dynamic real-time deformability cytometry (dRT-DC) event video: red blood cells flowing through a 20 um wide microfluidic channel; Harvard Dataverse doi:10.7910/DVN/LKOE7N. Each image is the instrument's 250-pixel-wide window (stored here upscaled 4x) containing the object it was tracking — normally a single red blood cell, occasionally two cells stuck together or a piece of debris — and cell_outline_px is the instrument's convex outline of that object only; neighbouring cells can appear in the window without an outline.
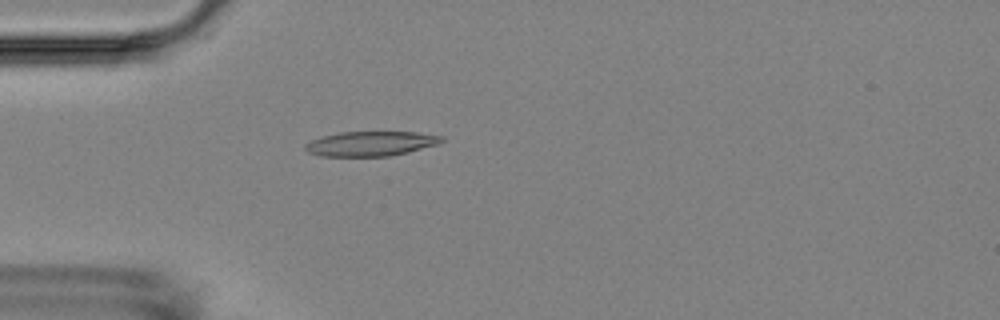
{"species": "Egyptian fruit bat (a non-hibernating species)", "species_latin": "Rousettus aegyptiacus", "temperature_condition": "room temperature", "stored_images_in_passage": 5, "camera_frame_rate_fps": 3000, "um_per_image_px": 0.085, "animal": {"sex": "female"}, "frame": {"image": 1, "passage_image": 5, "time_ms": 4.667, "image_size_px": [1000, 320], "cell_outline_px": [[444, 140], [436, 144], [408, 152], [388, 156], [320, 156], [308, 152], [304, 148], [304, 144], [312, 140], [324, 136], [340, 132], [416, 132], [444, 136]], "centroid_in_image_um": [31.5, 12.21], "position_along_channel_um": 53.5, "area_um2": 19.48}}